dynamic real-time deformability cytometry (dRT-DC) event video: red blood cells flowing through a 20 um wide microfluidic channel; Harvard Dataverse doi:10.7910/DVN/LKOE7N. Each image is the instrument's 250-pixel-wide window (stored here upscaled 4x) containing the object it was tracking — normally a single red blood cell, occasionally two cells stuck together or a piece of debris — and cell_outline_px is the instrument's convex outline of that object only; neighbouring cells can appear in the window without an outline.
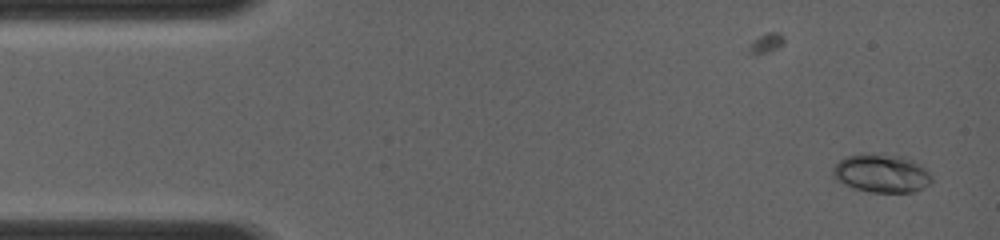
{"species": "common noctule bat (a hibernating species)", "species_latin": "Nyctalus noctula", "temperature_condition": "room temperature", "stored_images_in_passage": 21, "camera_frame_rate_fps": 4000, "um_per_image_px": 0.085, "animal": {"sex": "female", "body_mass_g": 19.0, "forearm_length_mm": 56.7}, "frame": {"image": 1, "passage_image": 2, "time_ms": 0.5, "image_size_px": [1000, 240], "cell_outline_px": [[932, 184], [924, 188], [912, 192], [868, 192], [852, 188], [836, 180], [832, 176], [832, 168], [844, 156], [860, 152], [904, 156], [912, 160], [924, 168], [932, 176]], "centroid_in_image_um": [74.9, 14.72], "position_along_channel_um": 10.1, "area_um2": 22.54}}
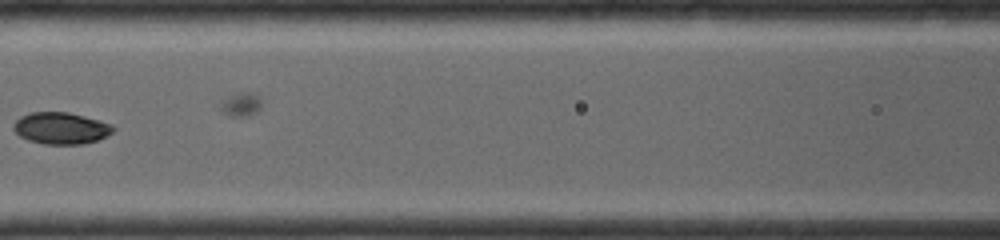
{"frame": {"image": 2, "passage_image": 18, "time_ms": 6.25, "image_size_px": [1000, 240], "cell_outline_px": [[116, 128], [112, 132], [96, 140], [84, 144], [44, 144], [28, 140], [20, 136], [12, 128], [12, 124], [20, 116], [32, 112], [68, 112], [100, 120], [112, 124]], "centroid_in_image_um": [5.17, 10.89], "position_along_channel_um": 161.4, "area_um2": 18.44}}
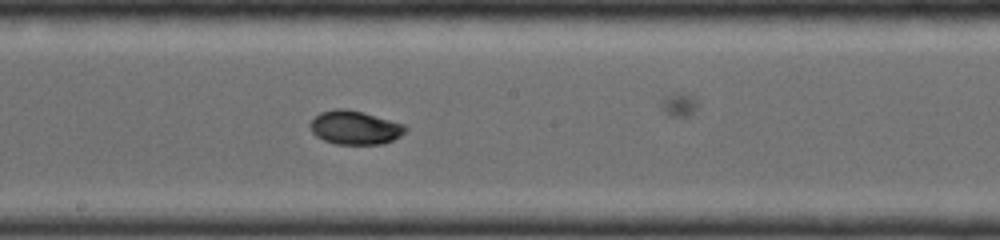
{"frame": {"image": 3, "passage_image": 20, "time_ms": 7.5, "image_size_px": [1000, 240], "cell_outline_px": [[408, 128], [400, 136], [384, 144], [336, 144], [324, 140], [316, 136], [312, 132], [308, 124], [320, 112], [336, 108], [344, 108], [364, 112], [404, 124]], "centroid_in_image_um": [30.16, 10.84], "position_along_channel_um": 218.0, "area_um2": 18.79}}